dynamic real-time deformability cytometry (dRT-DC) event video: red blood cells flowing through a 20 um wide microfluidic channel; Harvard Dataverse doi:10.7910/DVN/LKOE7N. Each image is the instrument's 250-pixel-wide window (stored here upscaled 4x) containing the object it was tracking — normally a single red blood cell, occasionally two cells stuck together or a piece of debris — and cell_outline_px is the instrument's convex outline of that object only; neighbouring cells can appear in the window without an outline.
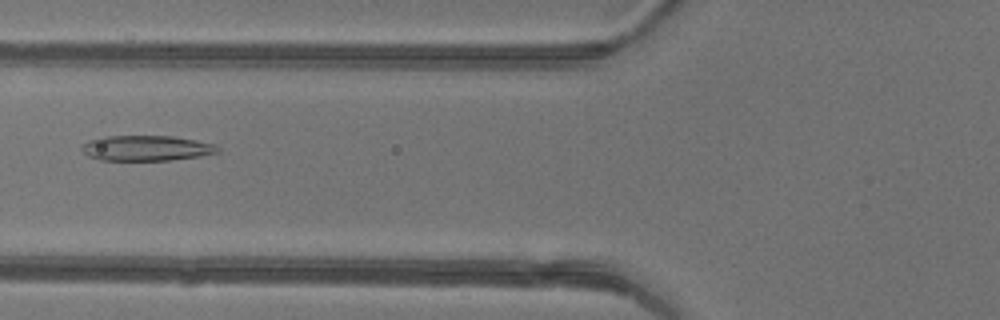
{"species": "common noctule bat (a hibernating species)", "species_latin": "Nyctalus noctula", "temperature_condition": "warm", "stored_images_in_passage": 48, "camera_frame_rate_fps": 3000, "um_per_image_px": 0.085, "animal": {"sex": "female"}, "frame": {"image": 1, "passage_image": 20, "time_ms": 6.333, "image_size_px": [1000, 320], "cell_outline_px": [[220, 152], [200, 156], [172, 160], [100, 160], [88, 156], [80, 148], [88, 140], [104, 136], [172, 136], [196, 140], [216, 144], [220, 148]], "centroid_in_image_um": [12.47, 12.59], "position_along_channel_um": 113.3, "area_um2": 20.17}}
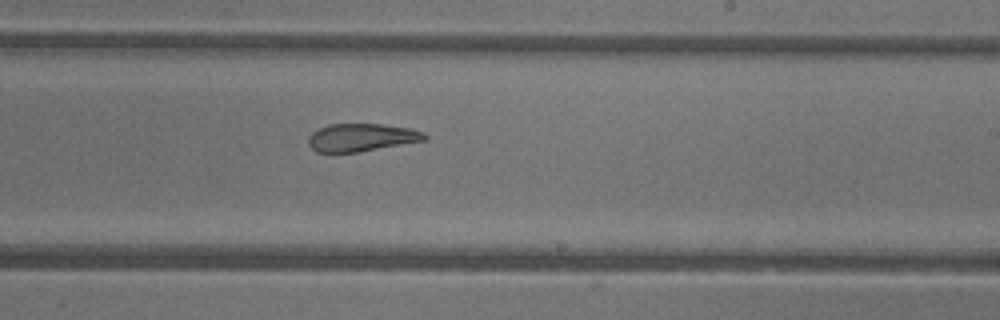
{"frame": {"image": 2, "passage_image": 30, "time_ms": 9.667, "image_size_px": [1000, 320], "cell_outline_px": [[428, 140], [356, 152], [316, 152], [308, 144], [308, 136], [312, 132], [328, 124], [380, 124], [412, 128], [424, 132], [428, 136]], "centroid_in_image_um": [30.75, 11.68], "position_along_channel_um": 258.2, "area_um2": 18.9}}
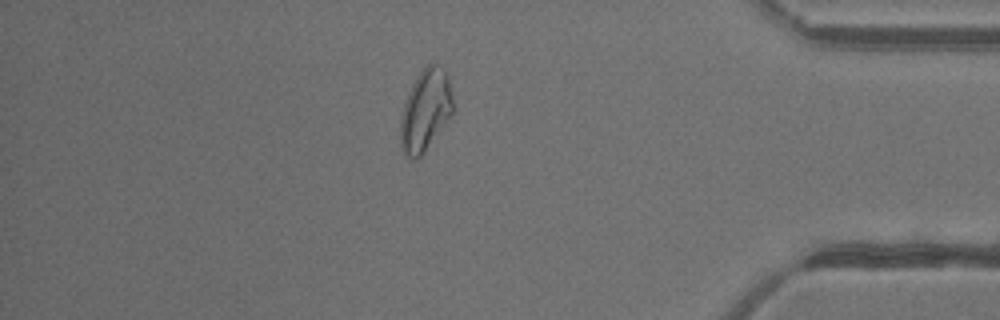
{"frame": {"image": 3, "passage_image": 42, "time_ms": 13.667, "image_size_px": [1000, 320], "cell_outline_px": [[452, 116], [424, 152], [416, 160], [412, 160], [404, 152], [400, 144], [400, 120], [404, 104], [412, 84], [424, 64], [440, 64], [444, 68], [448, 76], [452, 96]], "centroid_in_image_um": [36.17, 9.36], "position_along_channel_um": 399.0, "area_um2": 25.09}, "authors_computed_cell_mechanics": {"area_um2": 23.5246, "velocity_mm_per_s": 4.3502, "shape_relaxation_time_tau1_ms": null, "shape_relaxation_time_tau2_ms": 2.4638, "deformation_change_tau1": null, "deformation_change_tau2": 0.1024}}